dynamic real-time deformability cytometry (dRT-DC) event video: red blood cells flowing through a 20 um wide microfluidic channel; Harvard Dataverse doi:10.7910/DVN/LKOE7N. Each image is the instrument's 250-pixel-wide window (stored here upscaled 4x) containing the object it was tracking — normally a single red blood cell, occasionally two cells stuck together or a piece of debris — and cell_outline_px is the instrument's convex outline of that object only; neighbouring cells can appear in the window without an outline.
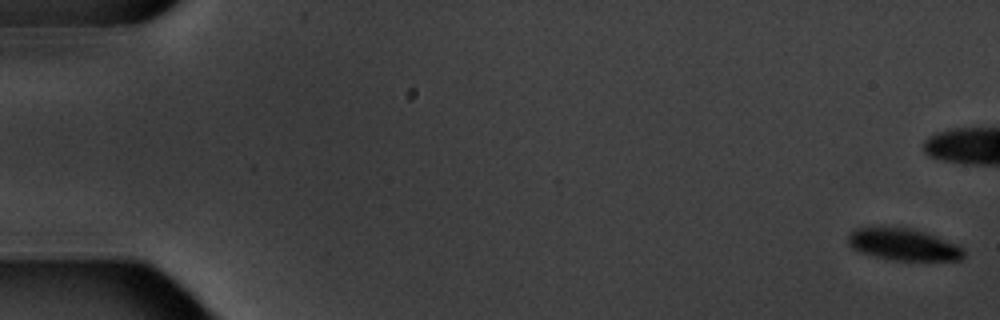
{"species": "common noctule bat (a hibernating species)", "species_latin": "Nyctalus noctula", "temperature_condition": "warm", "stored_images_in_passage": 6, "camera_frame_rate_fps": 3000, "um_per_image_px": 0.085, "animal": {"sex": "male", "body_mass_g": 20.1, "forearm_length_mm": 53.5}, "frame": {"image": 1, "passage_image": 1, "time_ms": 0.0, "image_size_px": [1000, 320], "cell_outline_px": [[964, 256], [960, 260], [892, 260], [860, 252], [852, 248], [848, 244], [848, 236], [856, 228], [884, 224], [912, 228], [936, 236], [956, 244], [964, 248]], "centroid_in_image_um": [76.75, 20.74], "position_along_channel_um": 8.2, "area_um2": 21.96}}
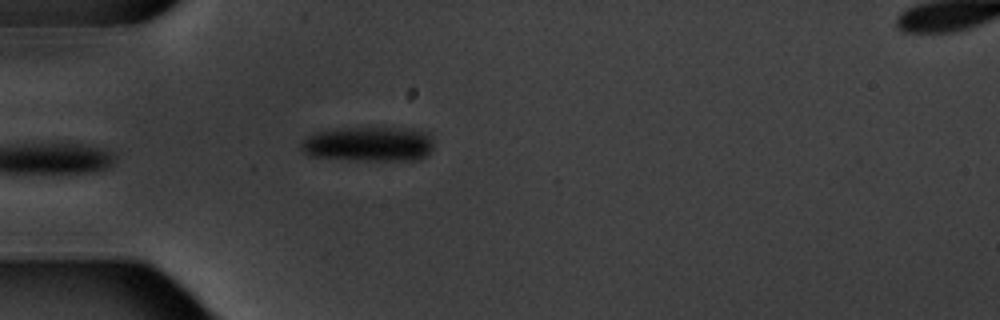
{"frame": {"image": 2, "passage_image": 6, "time_ms": 6.667, "image_size_px": [1000, 320], "cell_outline_px": [[432, 148], [424, 156], [416, 160], [356, 160], [308, 156], [300, 148], [300, 144], [308, 136], [316, 132], [336, 128], [412, 128], [428, 132], [432, 140]], "centroid_in_image_um": [31.33, 12.24], "position_along_channel_um": 53.7, "area_um2": 26.99}}